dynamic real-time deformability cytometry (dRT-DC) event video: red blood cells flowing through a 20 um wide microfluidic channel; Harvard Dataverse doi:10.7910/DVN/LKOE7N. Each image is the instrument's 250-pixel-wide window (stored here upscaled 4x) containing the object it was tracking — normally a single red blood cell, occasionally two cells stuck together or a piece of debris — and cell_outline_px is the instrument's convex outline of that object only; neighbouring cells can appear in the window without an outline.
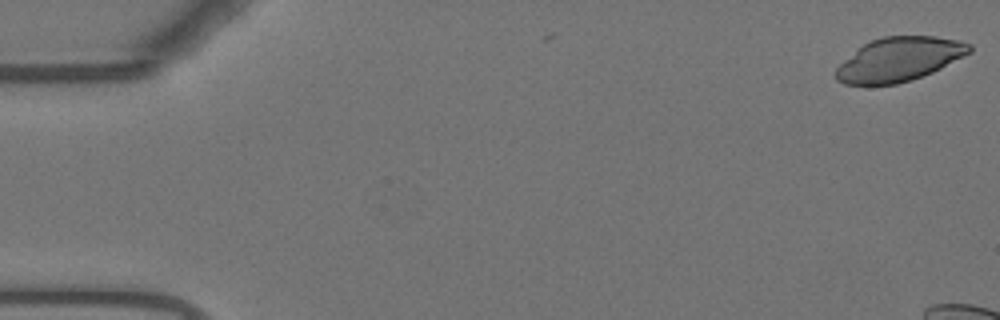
{"species": "Egyptian fruit bat (a non-hibernating species)", "species_latin": "Rousettus aegyptiacus", "temperature_condition": "warm", "stored_images_in_passage": 5, "camera_frame_rate_fps": 3000, "um_per_image_px": 0.085, "animal": {"sex": "female"}, "frame": {"image": 1, "passage_image": 1, "time_ms": 0.0, "image_size_px": [1000, 320], "cell_outline_px": [[972, 52], [932, 72], [896, 84], [844, 84], [836, 80], [836, 68], [844, 60], [864, 44], [872, 40], [884, 36], [936, 36], [960, 40], [972, 44]], "centroid_in_image_um": [76.46, 5.02], "position_along_channel_um": 8.5, "area_um2": 33.81}}